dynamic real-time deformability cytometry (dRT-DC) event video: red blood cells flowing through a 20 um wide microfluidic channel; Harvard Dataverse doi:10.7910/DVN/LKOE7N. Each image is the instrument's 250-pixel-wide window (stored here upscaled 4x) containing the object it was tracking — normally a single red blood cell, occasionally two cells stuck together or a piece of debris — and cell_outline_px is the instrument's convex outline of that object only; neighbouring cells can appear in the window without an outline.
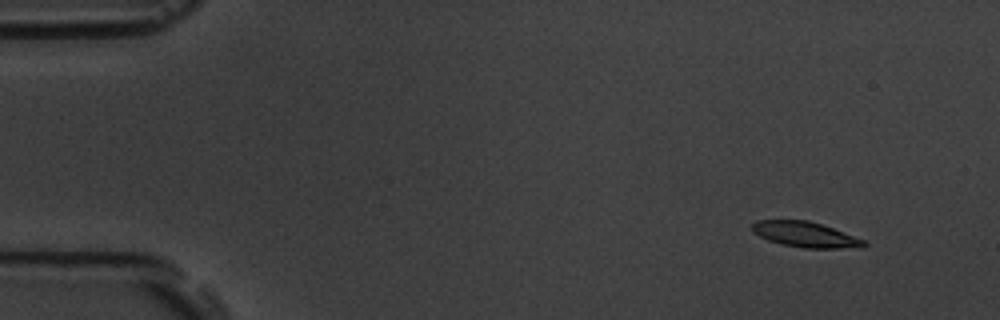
{"species": "common noctule bat (a hibernating species)", "species_latin": "Nyctalus noctula", "temperature_condition": "room temperature", "stored_images_in_passage": 8, "camera_frame_rate_fps": 3000, "um_per_image_px": 0.085, "animal": {"sex": "male", "body_mass_g": 19.5, "forearm_length_mm": 54.6}, "frame": {"image": 1, "passage_image": 2, "time_ms": 1.333, "image_size_px": [1000, 320], "cell_outline_px": [[868, 244], [864, 248], [804, 248], [780, 244], [768, 240], [752, 232], [752, 224], [756, 220], [808, 220], [832, 228], [864, 240]], "centroid_in_image_um": [68.45, 19.94], "position_along_channel_um": 16.6, "area_um2": 16.53}}
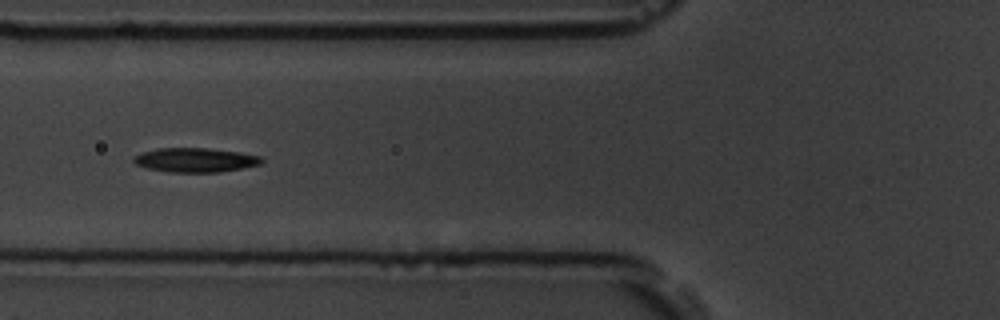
{"frame": {"image": 2, "passage_image": 7, "time_ms": 7.0, "image_size_px": [1000, 320], "cell_outline_px": [[264, 160], [260, 164], [220, 172], [168, 172], [148, 168], [136, 164], [132, 160], [132, 156], [140, 152], [156, 148], [208, 148], [240, 152], [260, 156]], "centroid_in_image_um": [16.55, 13.59], "position_along_channel_um": 109.2, "area_um2": 18.15}}
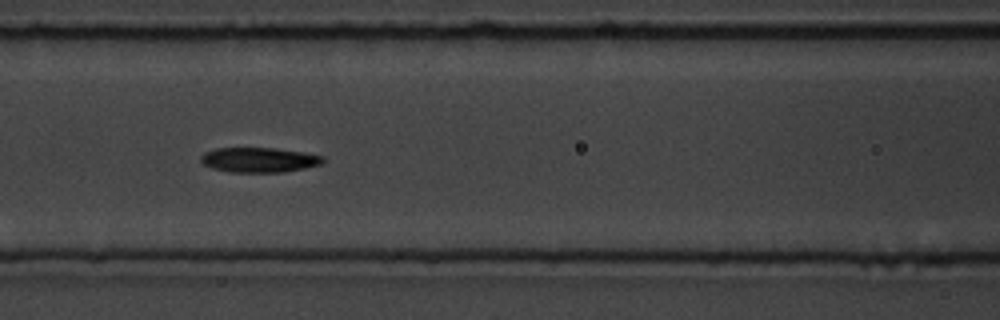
{"frame": {"image": 3, "passage_image": 8, "time_ms": 8.0, "image_size_px": [1000, 320], "cell_outline_px": [[324, 160], [320, 164], [304, 168], [284, 172], [228, 172], [212, 168], [204, 164], [200, 160], [200, 156], [204, 152], [216, 148], [276, 148], [304, 152], [324, 156]], "centroid_in_image_um": [22.0, 13.58], "position_along_channel_um": 144.6, "area_um2": 17.74}}